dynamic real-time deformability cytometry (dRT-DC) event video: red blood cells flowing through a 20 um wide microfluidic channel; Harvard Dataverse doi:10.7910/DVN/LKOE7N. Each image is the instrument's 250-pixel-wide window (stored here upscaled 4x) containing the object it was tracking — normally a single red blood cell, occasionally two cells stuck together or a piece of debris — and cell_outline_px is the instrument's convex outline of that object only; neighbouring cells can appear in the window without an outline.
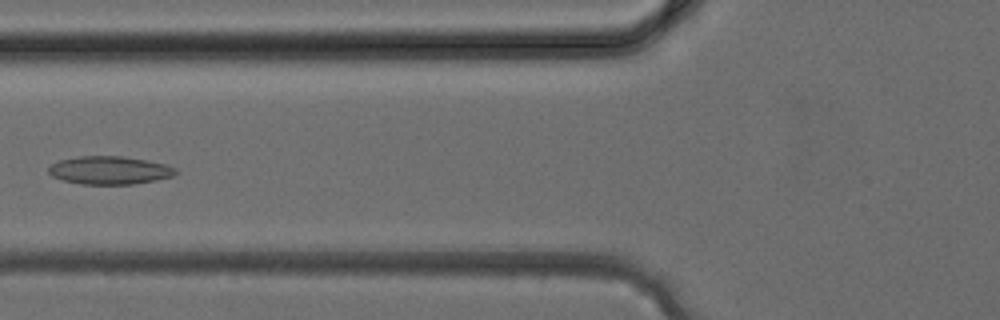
{"species": "common noctule bat (a hibernating species)", "species_latin": "Nyctalus noctula", "temperature_condition": "cold", "stored_images_in_passage": 38, "camera_frame_rate_fps": 3000, "um_per_image_px": 0.085, "animal": {"sex": "female", "body_mass_g": 24.6, "forearm_length_mm": 56.2}, "frame": {"image": 1, "passage_image": 15, "time_ms": 4.667, "image_size_px": [1000, 320], "cell_outline_px": [[180, 172], [172, 176], [156, 180], [132, 184], [84, 184], [64, 180], [52, 176], [48, 172], [48, 168], [52, 164], [60, 160], [80, 156], [124, 156], [148, 160], [164, 164], [176, 168]], "centroid_in_image_um": [9.35, 14.46], "position_along_channel_um": 116.5, "area_um2": 20.75}}
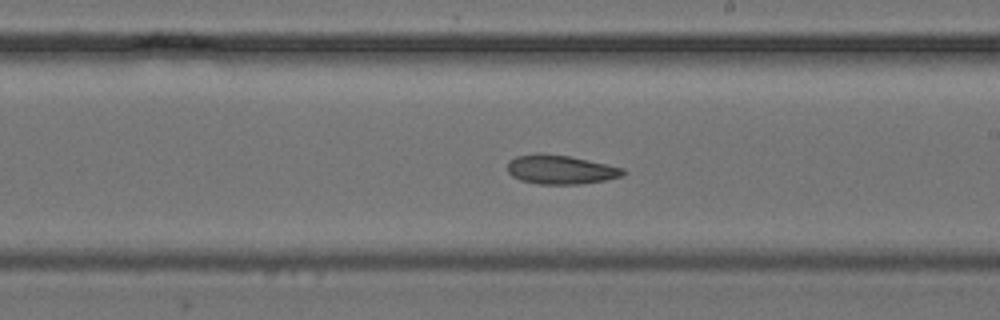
{"frame": {"image": 2, "passage_image": 22, "time_ms": 7.0, "image_size_px": [1000, 320], "cell_outline_px": [[624, 172], [620, 176], [604, 180], [580, 184], [540, 184], [520, 180], [512, 176], [508, 172], [508, 160], [516, 156], [568, 156], [588, 160], [624, 168]], "centroid_in_image_um": [47.65, 14.45], "position_along_channel_um": 241.4, "area_um2": 18.73}}
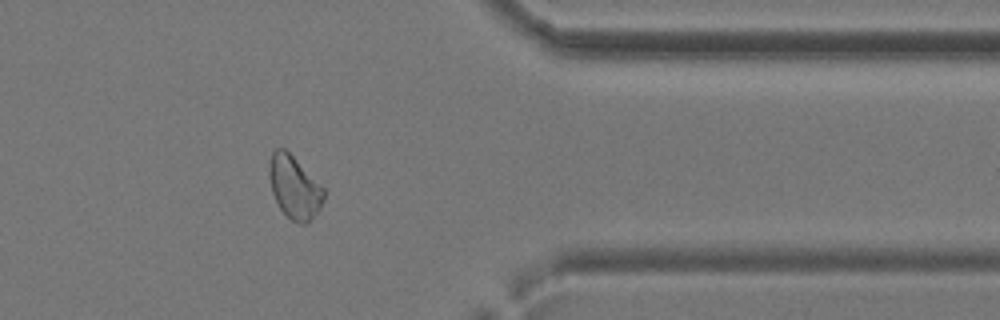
{"frame": {"image": 3, "passage_image": 31, "time_ms": 10.0, "image_size_px": [1000, 320], "cell_outline_px": [[324, 196], [320, 208], [304, 224], [300, 224], [292, 220], [280, 208], [272, 192], [268, 172], [268, 168], [272, 152], [276, 148], [284, 148], [324, 188]], "centroid_in_image_um": [24.99, 15.9], "position_along_channel_um": 386.4, "area_um2": 19.42}}